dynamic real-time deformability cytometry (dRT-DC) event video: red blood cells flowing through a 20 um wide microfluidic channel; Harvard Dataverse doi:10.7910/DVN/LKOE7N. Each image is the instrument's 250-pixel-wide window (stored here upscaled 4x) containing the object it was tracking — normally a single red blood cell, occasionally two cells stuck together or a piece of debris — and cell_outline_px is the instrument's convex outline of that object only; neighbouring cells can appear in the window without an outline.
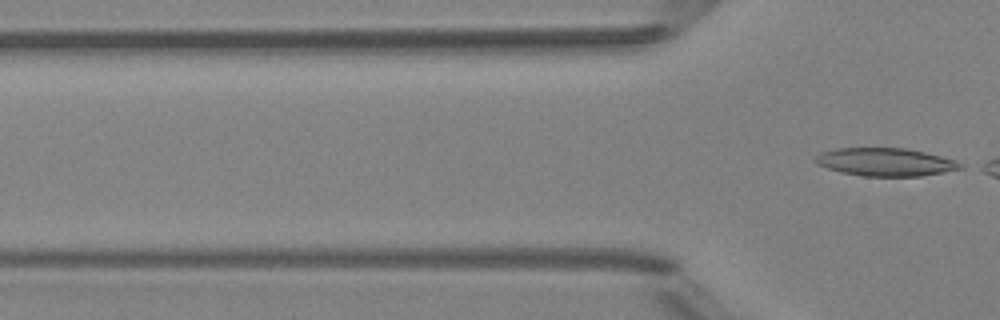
{"species": "Egyptian fruit bat (a non-hibernating species)", "species_latin": "Rousettus aegyptiacus", "temperature_condition": "room temperature", "stored_images_in_passage": 5, "camera_frame_rate_fps": 3000, "um_per_image_px": 0.085, "animal": {"sex": "female"}, "frame": {"image": 1, "passage_image": 5, "time_ms": 5.667, "image_size_px": [1000, 320], "cell_outline_px": [[964, 168], [944, 172], [920, 176], [860, 176], [840, 172], [816, 164], [812, 160], [820, 152], [836, 148], [908, 148], [956, 160], [964, 164]], "centroid_in_image_um": [75.25, 13.77], "position_along_channel_um": 50.6, "area_um2": 23.87}}